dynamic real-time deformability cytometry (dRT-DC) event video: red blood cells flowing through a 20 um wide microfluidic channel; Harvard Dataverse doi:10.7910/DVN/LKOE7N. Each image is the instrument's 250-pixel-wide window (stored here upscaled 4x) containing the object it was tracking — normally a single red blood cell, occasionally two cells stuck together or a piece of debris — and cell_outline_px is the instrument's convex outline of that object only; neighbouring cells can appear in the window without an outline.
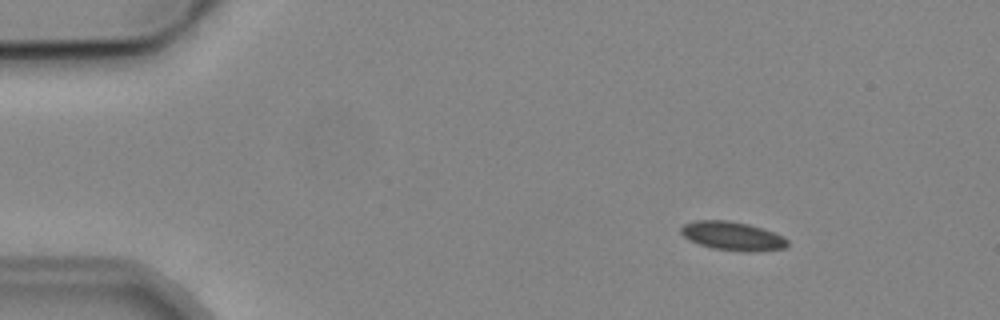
{"species": "common noctule bat (a hibernating species)", "species_latin": "Nyctalus noctula", "temperature_condition": "cold", "stored_images_in_passage": 7, "camera_frame_rate_fps": 3000, "um_per_image_px": 0.085, "animal": {"sex": "male", "body_mass_g": 19.2, "forearm_length_mm": 51.8}, "frame": {"image": 1, "passage_image": 2, "time_ms": 1.0, "image_size_px": [1000, 320], "cell_outline_px": [[788, 244], [784, 248], [756, 252], [744, 252], [712, 248], [688, 240], [680, 232], [680, 228], [684, 224], [696, 220], [728, 220], [748, 224], [772, 232], [788, 240]], "centroid_in_image_um": [62.23, 20.07], "position_along_channel_um": 22.8, "area_um2": 17.74}}
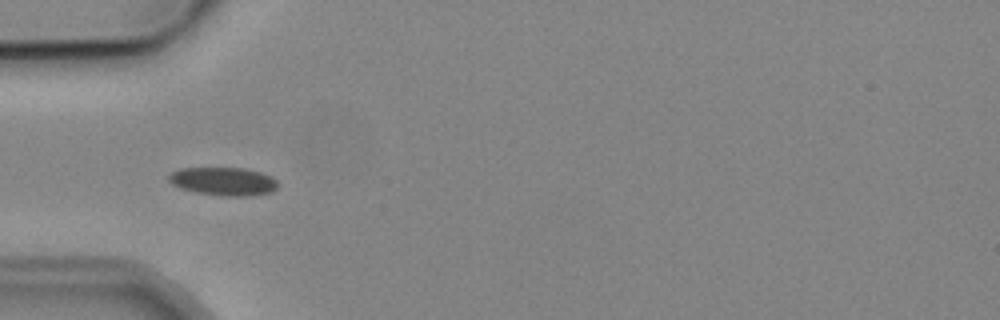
{"frame": {"image": 2, "passage_image": 5, "time_ms": 4.333, "image_size_px": [1000, 320], "cell_outline_px": [[280, 184], [272, 192], [248, 196], [220, 196], [196, 192], [180, 188], [172, 184], [168, 180], [168, 176], [172, 172], [180, 168], [244, 168], [260, 172], [272, 176]], "centroid_in_image_um": [19.01, 15.42], "position_along_channel_um": 66.0, "area_um2": 18.09}}